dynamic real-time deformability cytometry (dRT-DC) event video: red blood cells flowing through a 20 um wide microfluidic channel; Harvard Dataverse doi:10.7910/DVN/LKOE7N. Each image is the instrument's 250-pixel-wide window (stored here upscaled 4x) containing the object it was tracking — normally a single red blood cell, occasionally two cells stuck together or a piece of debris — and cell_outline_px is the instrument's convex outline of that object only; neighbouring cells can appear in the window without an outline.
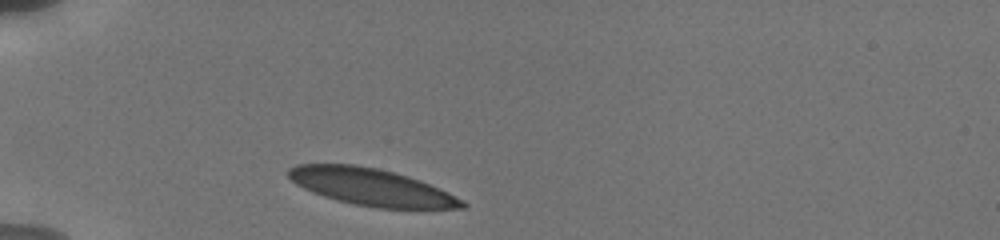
{"species": "human", "species_latin": "Homo sapiens", "temperature_condition": "cold", "stored_images_in_passage": 9, "camera_frame_rate_fps": 3000, "um_per_image_px": 0.085, "donor": {"sex": "male"}, "frame": {"image": 1, "passage_image": 1, "time_ms": 0.0, "image_size_px": [1000, 240], "cell_outline_px": [[468, 204], [464, 208], [376, 208], [352, 204], [336, 200], [312, 192], [296, 184], [284, 172], [288, 168], [296, 164], [356, 164], [376, 168], [408, 176], [420, 180], [440, 188], [464, 200]], "centroid_in_image_um": [31.55, 15.89], "position_along_channel_um": 53.5, "area_um2": 37.57}}
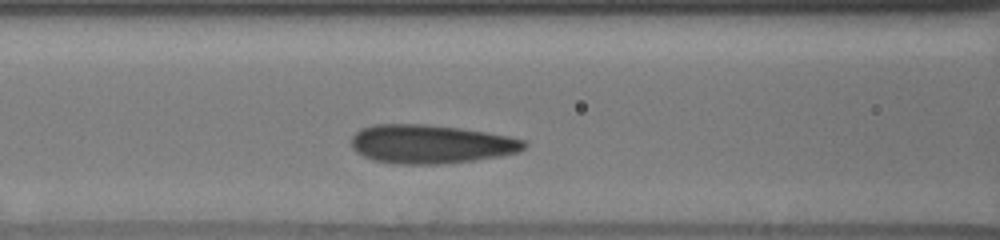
{"frame": {"image": 2, "passage_image": 6, "time_ms": 2.667, "image_size_px": [1000, 240], "cell_outline_px": [[528, 144], [524, 148], [516, 152], [496, 156], [472, 160], [440, 164], [392, 164], [372, 160], [356, 152], [352, 148], [352, 136], [360, 128], [376, 124], [428, 124], [460, 128], [508, 136], [524, 140]], "centroid_in_image_um": [36.55, 12.24], "position_along_channel_um": 130.0, "area_um2": 38.9}}
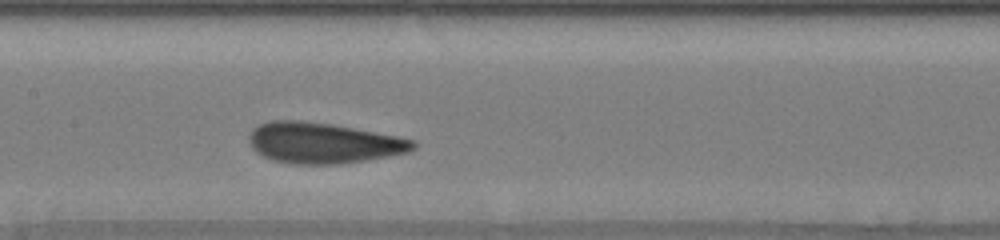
{"frame": {"image": 3, "passage_image": 8, "time_ms": 4.0, "image_size_px": [1000, 240], "cell_outline_px": [[416, 148], [408, 152], [388, 156], [340, 164], [292, 164], [272, 160], [256, 152], [252, 148], [248, 140], [248, 136], [252, 128], [260, 124], [272, 120], [300, 120], [332, 124], [396, 136], [416, 140]], "centroid_in_image_um": [27.44, 12.15], "position_along_channel_um": 180.0, "area_um2": 39.02}}